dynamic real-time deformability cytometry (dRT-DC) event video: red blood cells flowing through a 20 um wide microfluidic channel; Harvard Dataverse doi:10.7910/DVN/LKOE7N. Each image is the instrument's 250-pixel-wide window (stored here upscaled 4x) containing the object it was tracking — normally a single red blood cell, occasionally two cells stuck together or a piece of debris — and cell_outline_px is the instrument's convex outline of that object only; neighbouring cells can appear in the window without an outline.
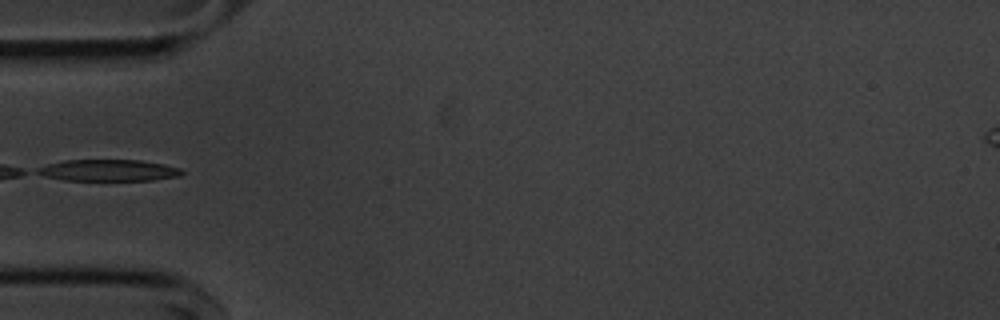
{"species": "common noctule bat (a hibernating species)", "species_latin": "Nyctalus noctula", "temperature_condition": "cold", "stored_images_in_passage": 32, "camera_frame_rate_fps": 3000, "um_per_image_px": 0.085, "animal": {"sex": "male", "body_mass_g": 20.1, "forearm_length_mm": 53.5}, "frame": {"image": 1, "passage_image": 1, "time_ms": 0.0, "image_size_px": [1000, 320], "cell_outline_px": [[184, 172], [180, 176], [152, 180], [64, 180], [44, 176], [36, 172], [36, 168], [48, 164], [64, 160], [140, 160], [164, 164], [180, 168]], "centroid_in_image_um": [9.22, 14.47], "position_along_channel_um": 75.8, "area_um2": 18.09}}
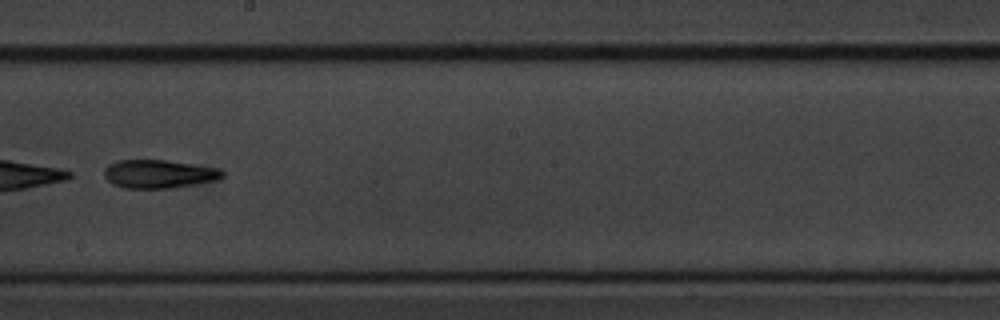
{"frame": {"image": 2, "passage_image": 14, "time_ms": 4.333, "image_size_px": [1000, 320], "cell_outline_px": [[224, 176], [216, 180], [172, 188], [124, 188], [112, 184], [104, 176], [104, 168], [108, 164], [116, 160], [164, 160], [220, 168], [224, 172]], "centroid_in_image_um": [13.48, 14.78], "position_along_channel_um": 234.7, "area_um2": 19.59}}